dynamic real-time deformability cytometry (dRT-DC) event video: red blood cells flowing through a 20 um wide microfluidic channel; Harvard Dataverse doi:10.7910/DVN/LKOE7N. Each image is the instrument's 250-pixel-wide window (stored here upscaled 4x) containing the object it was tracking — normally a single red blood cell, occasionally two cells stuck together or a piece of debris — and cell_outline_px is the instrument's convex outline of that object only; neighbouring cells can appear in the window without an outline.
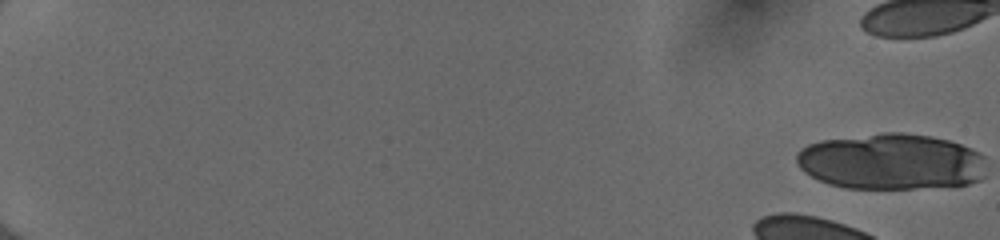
{"species": "human", "species_latin": "Homo sapiens", "temperature_condition": "cold", "stored_images_in_passage": 13, "camera_frame_rate_fps": 3000, "um_per_image_px": 0.085, "donor": {"sex": "female"}, "frame": {"image": 1, "passage_image": 1, "time_ms": 0.0, "image_size_px": [1000, 240], "cell_outline_px": [[984, 176], [980, 180], [968, 184], [912, 188], [844, 188], [828, 184], [804, 172], [800, 168], [796, 160], [796, 152], [800, 148], [808, 144], [820, 140], [884, 132], [900, 132], [928, 136], [948, 140], [972, 148], [980, 152], [984, 156]], "centroid_in_image_um": [75.73, 13.73], "position_along_channel_um": 9.3, "area_um2": 62.19}}